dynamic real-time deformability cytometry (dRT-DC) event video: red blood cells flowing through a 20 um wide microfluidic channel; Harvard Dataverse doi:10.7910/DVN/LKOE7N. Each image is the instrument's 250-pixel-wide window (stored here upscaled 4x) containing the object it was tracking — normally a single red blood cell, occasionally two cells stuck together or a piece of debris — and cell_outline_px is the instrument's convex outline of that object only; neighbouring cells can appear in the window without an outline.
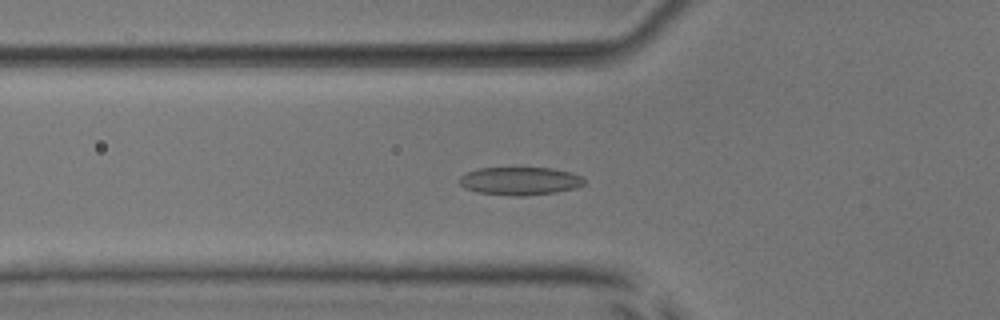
{"species": "common noctule bat (a hibernating species)", "species_latin": "Nyctalus noctula", "temperature_condition": "room temperature", "stored_images_in_passage": 48, "camera_frame_rate_fps": 3000, "um_per_image_px": 0.085, "animal": {"sex": "male", "body_mass_g": 17.9, "forearm_length_mm": 54.2}, "frame": {"image": 1, "passage_image": 13, "time_ms": 4.0, "image_size_px": [1000, 320], "cell_outline_px": [[584, 184], [576, 188], [556, 192], [524, 196], [512, 196], [476, 192], [464, 188], [460, 184], [460, 176], [464, 172], [476, 168], [552, 168], [572, 172], [580, 176], [584, 180]], "centroid_in_image_um": [44.16, 15.38], "position_along_channel_um": 81.6, "area_um2": 20.58}}
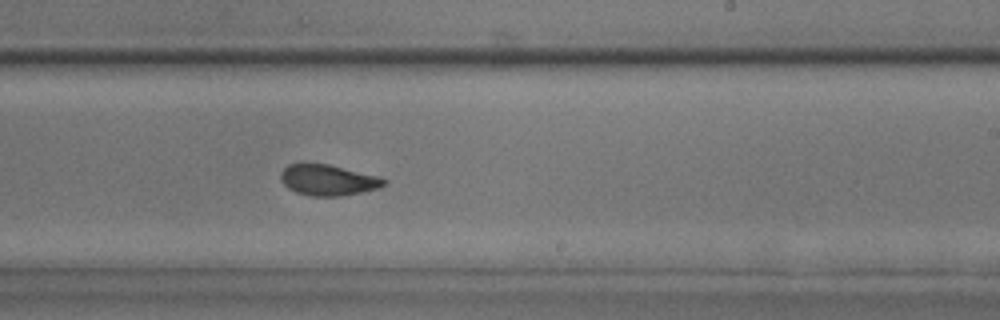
{"frame": {"image": 2, "passage_image": 27, "time_ms": 8.667, "image_size_px": [1000, 320], "cell_outline_px": [[388, 184], [376, 188], [360, 192], [340, 196], [308, 196], [296, 192], [288, 188], [280, 180], [280, 172], [288, 164], [300, 160], [304, 160], [328, 164], [376, 176], [388, 180]], "centroid_in_image_um": [27.79, 15.26], "position_along_channel_um": 261.2, "area_um2": 19.02}}
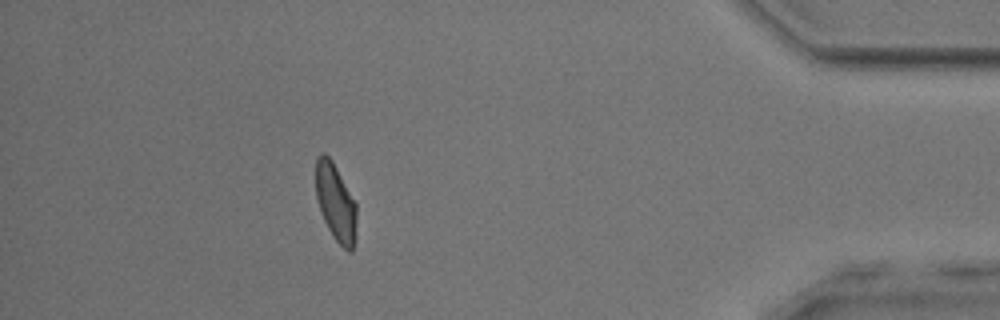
{"frame": {"image": 3, "passage_image": 42, "time_ms": 13.667, "image_size_px": [1000, 320], "cell_outline_px": [[356, 220], [352, 252], [348, 252], [332, 236], [320, 212], [316, 200], [316, 156], [320, 152], [324, 152], [332, 160], [356, 204]], "centroid_in_image_um": [28.5, 17.18], "position_along_channel_um": 406.7, "area_um2": 18.26}, "authors_computed_cell_mechanics": {"area_um2": 19.2185, "velocity_mm_per_s": 3.856, "shape_relaxation_time_tau1_ms": 3.3227, "shape_relaxation_time_tau2_ms": 1.3463, "deformation_change_tau1": 0.1371, "deformation_change_tau2": 0.0647}}